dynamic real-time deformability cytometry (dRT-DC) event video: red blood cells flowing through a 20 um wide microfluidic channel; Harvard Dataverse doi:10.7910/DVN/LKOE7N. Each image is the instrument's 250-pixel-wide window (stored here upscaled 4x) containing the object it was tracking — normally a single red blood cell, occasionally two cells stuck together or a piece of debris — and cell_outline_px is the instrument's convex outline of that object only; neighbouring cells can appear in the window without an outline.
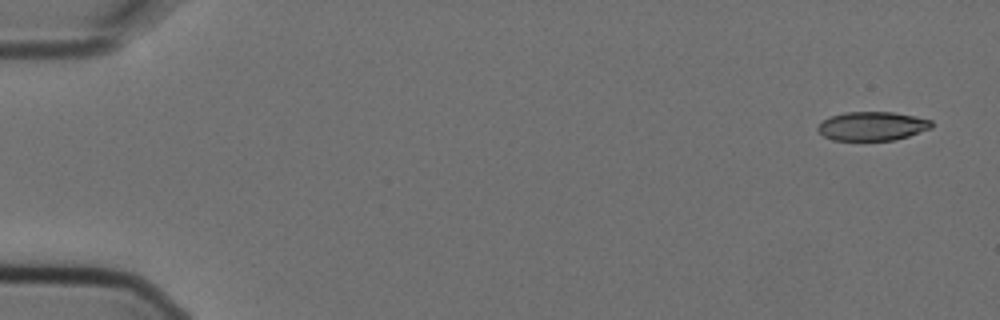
{"species": "Egyptian fruit bat (a non-hibernating species)", "species_latin": "Rousettus aegyptiacus", "temperature_condition": "cold", "stored_images_in_passage": 5, "camera_frame_rate_fps": 3000, "um_per_image_px": 0.085, "animal": {"sex": "female"}, "frame": {"image": 1, "passage_image": 1, "time_ms": 0.0, "image_size_px": [1000, 320], "cell_outline_px": [[932, 128], [896, 140], [832, 140], [824, 136], [816, 128], [824, 120], [832, 116], [844, 112], [892, 112], [932, 120]], "centroid_in_image_um": [74.15, 10.72], "position_along_channel_um": 10.9, "area_um2": 18.96}}
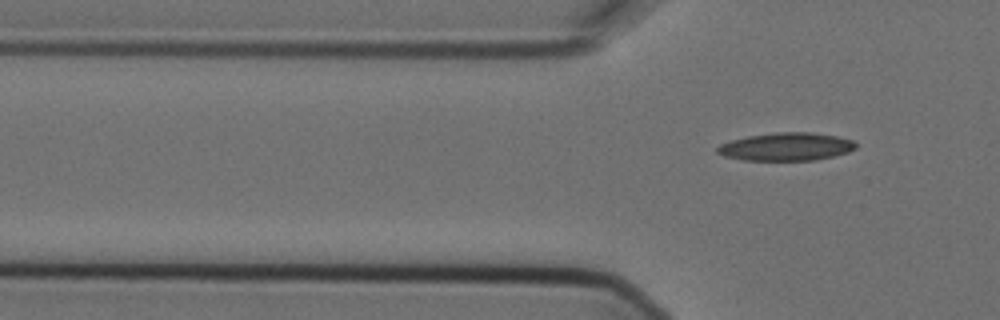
{"frame": {"image": 2, "passage_image": 5, "time_ms": 1.333, "image_size_px": [1000, 320], "cell_outline_px": [[856, 148], [848, 152], [816, 160], [744, 160], [724, 156], [716, 152], [716, 148], [720, 144], [732, 140], [748, 136], [776, 132], [808, 132], [836, 136], [852, 140], [856, 144]], "centroid_in_image_um": [66.81, 12.47], "position_along_channel_um": 59.0, "area_um2": 22.43}}